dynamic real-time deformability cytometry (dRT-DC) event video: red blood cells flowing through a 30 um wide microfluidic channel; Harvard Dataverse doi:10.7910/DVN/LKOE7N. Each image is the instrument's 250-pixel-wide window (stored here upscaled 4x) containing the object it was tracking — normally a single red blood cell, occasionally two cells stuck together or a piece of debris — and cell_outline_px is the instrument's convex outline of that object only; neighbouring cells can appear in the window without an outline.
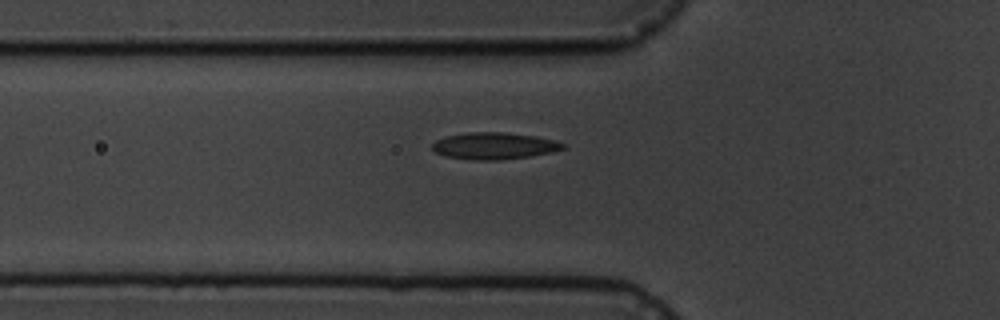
{"species": "common noctule bat (a hibernating species)", "species_latin": "Nyctalus noctula", "temperature_condition": "cold", "stored_images_in_passage": 5, "camera_frame_rate_fps": 3000, "um_per_image_px": 0.085, "animal": {"sex": "male", "body_mass_g": 19.5, "forearm_length_mm": 54.6}, "frame": {"image": 1, "passage_image": 5, "time_ms": 4.667, "image_size_px": [1000, 320], "cell_outline_px": [[564, 148], [552, 152], [528, 156], [500, 160], [476, 160], [448, 156], [436, 152], [432, 148], [432, 144], [436, 140], [448, 136], [468, 132], [504, 132], [536, 136], [556, 140], [564, 144]], "centroid_in_image_um": [42.03, 12.39], "position_along_channel_um": 83.8, "area_um2": 20.17}}